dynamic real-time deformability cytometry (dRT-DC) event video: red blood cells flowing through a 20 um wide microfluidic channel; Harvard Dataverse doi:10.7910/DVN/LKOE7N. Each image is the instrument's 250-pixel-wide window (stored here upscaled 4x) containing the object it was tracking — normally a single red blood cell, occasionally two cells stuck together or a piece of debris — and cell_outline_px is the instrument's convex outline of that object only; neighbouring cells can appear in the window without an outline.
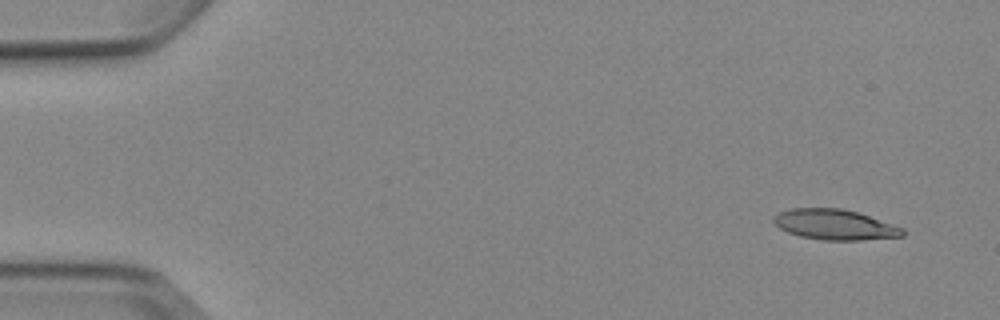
{"species": "Egyptian fruit bat (a non-hibernating species)", "species_latin": "Rousettus aegyptiacus", "temperature_condition": "cold", "stored_images_in_passage": 6, "camera_frame_rate_fps": 3000, "um_per_image_px": 0.085, "animal": {"sex": "female"}, "frame": {"image": 1, "passage_image": 1, "time_ms": 0.0, "image_size_px": [1000, 320], "cell_outline_px": [[904, 236], [860, 240], [824, 240], [800, 236], [788, 232], [780, 228], [772, 220], [772, 216], [780, 212], [792, 208], [840, 208], [856, 212], [904, 228]], "centroid_in_image_um": [70.93, 19.09], "position_along_channel_um": 14.1, "area_um2": 22.6}}
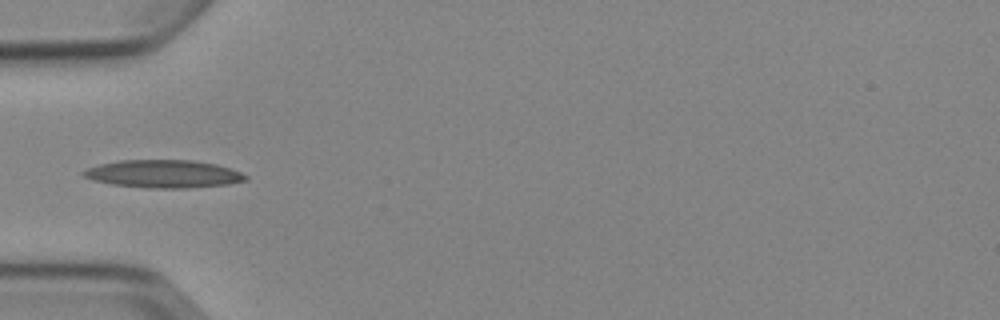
{"frame": {"image": 2, "passage_image": 5, "time_ms": 4.667, "image_size_px": [1000, 320], "cell_outline_px": [[248, 180], [228, 184], [188, 188], [148, 188], [112, 184], [92, 180], [84, 176], [80, 172], [88, 168], [100, 164], [120, 160], [192, 160], [216, 164], [240, 172], [248, 176]], "centroid_in_image_um": [13.9, 14.78], "position_along_channel_um": 71.1, "area_um2": 26.24}}
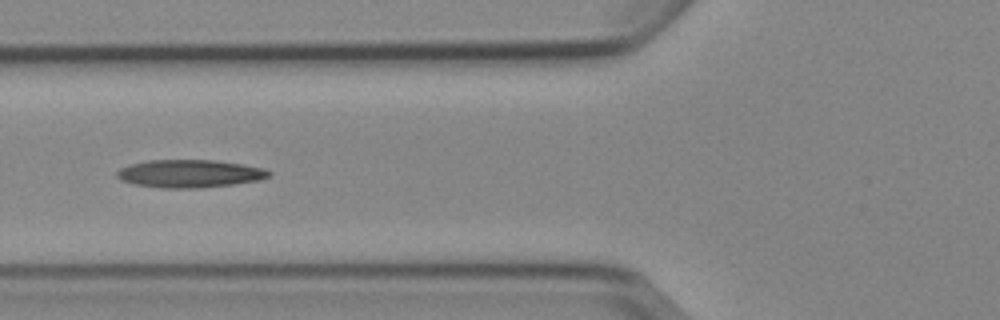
{"frame": {"image": 3, "passage_image": 6, "time_ms": 5.667, "image_size_px": [1000, 320], "cell_outline_px": [[272, 176], [260, 180], [232, 184], [200, 188], [160, 188], [136, 184], [120, 180], [116, 176], [116, 172], [120, 168], [132, 164], [148, 160], [212, 160], [240, 164], [264, 168], [272, 172]], "centroid_in_image_um": [16.13, 14.76], "position_along_channel_um": 109.7, "area_um2": 24.62}}